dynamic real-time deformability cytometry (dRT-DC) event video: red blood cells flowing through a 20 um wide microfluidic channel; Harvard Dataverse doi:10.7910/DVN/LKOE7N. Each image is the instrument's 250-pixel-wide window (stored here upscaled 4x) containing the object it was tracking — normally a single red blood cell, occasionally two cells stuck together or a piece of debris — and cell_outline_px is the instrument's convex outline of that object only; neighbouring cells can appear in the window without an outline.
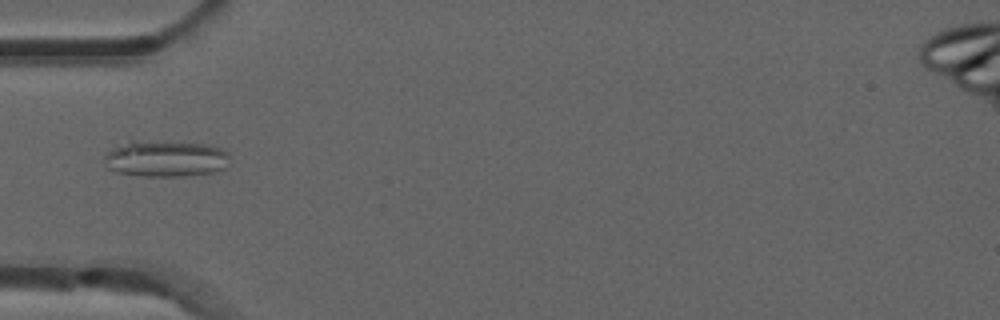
{"species": "common noctule bat (a hibernating species)", "species_latin": "Nyctalus noctula", "temperature_condition": "room temperature", "stored_images_in_passage": 6, "camera_frame_rate_fps": 3000, "um_per_image_px": 0.085, "animal": {"sex": "male", "forearm_length_mm": 52.5}, "frame": {"image": 1, "passage_image": 5, "time_ms": 1.333, "image_size_px": [1000, 320], "cell_outline_px": [[232, 156], [224, 168], [216, 172], [184, 176], [140, 176], [116, 172], [108, 168], [104, 164], [104, 156], [112, 148], [132, 140], [136, 140], [204, 144], [220, 148], [228, 152]], "centroid_in_image_um": [14.08, 13.49], "position_along_channel_um": 70.9, "area_um2": 26.76}}